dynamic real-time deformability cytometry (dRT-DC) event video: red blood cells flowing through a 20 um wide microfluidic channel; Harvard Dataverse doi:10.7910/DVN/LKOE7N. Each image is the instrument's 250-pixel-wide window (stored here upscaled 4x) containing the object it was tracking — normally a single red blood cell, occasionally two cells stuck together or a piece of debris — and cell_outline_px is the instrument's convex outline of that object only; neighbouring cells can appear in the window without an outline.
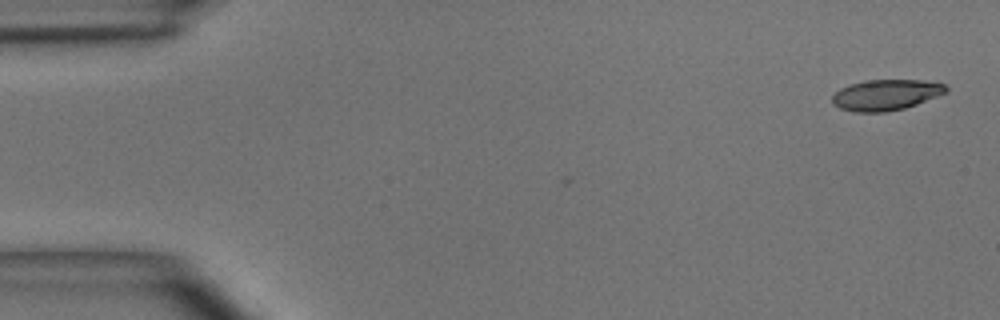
{"species": "common noctule bat (a hibernating species)", "species_latin": "Nyctalus noctula", "temperature_condition": "room temperature", "stored_images_in_passage": 12, "camera_frame_rate_fps": 3000, "um_per_image_px": 0.085, "animal": {"sex": "male", "body_mass_g": 15.6}, "frame": {"image": 1, "passage_image": 1, "time_ms": 0.0, "image_size_px": [1000, 320], "cell_outline_px": [[948, 92], [916, 104], [904, 108], [884, 112], [856, 112], [840, 108], [832, 104], [832, 96], [840, 88], [848, 84], [864, 80], [920, 80], [944, 84], [948, 88]], "centroid_in_image_um": [75.27, 8.06], "position_along_channel_um": 9.7, "area_um2": 20.4}}
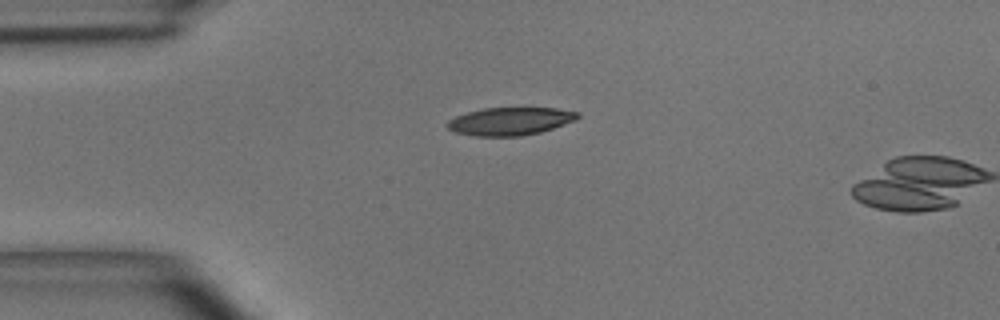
{"frame": {"image": 2, "passage_image": 11, "time_ms": 3.333, "image_size_px": [1000, 320], "cell_outline_px": [[580, 116], [576, 120], [540, 132], [520, 136], [476, 136], [456, 132], [448, 128], [448, 120], [456, 116], [468, 112], [484, 108], [556, 108], [580, 112]], "centroid_in_image_um": [43.39, 10.3], "position_along_channel_um": 41.6, "area_um2": 20.98}}